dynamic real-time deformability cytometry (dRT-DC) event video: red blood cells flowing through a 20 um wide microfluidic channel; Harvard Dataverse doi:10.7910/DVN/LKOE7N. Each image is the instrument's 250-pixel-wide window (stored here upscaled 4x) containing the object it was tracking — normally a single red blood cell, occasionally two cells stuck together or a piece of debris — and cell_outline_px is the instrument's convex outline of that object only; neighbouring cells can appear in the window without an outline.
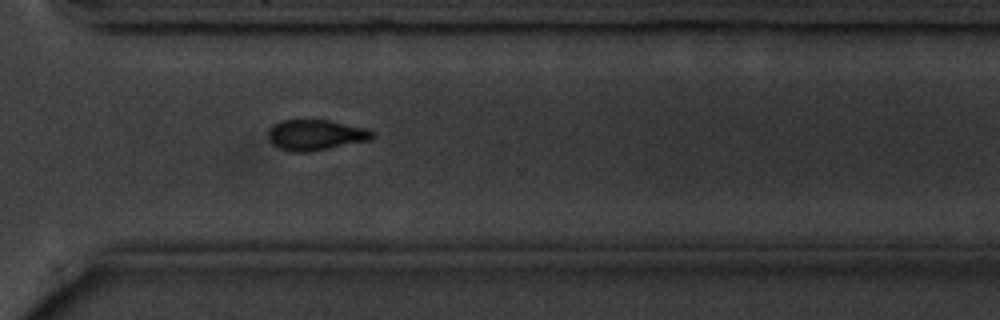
{"species": "common noctule bat (a hibernating species)", "species_latin": "Nyctalus noctula", "temperature_condition": "cold", "stored_images_in_passage": 11, "camera_frame_rate_fps": 3000, "um_per_image_px": 0.085, "animal": {"sex": "male", "body_mass_g": 20.1, "forearm_length_mm": 53.5}, "frame": {"image": 1, "passage_image": 11, "time_ms": 12.333, "image_size_px": [1000, 320], "cell_outline_px": [[376, 136], [368, 140], [308, 152], [292, 152], [280, 148], [272, 144], [268, 136], [268, 132], [276, 124], [284, 120], [328, 120], [368, 128]], "centroid_in_image_um": [26.85, 11.47], "position_along_channel_um": 343.8, "area_um2": 18.26}}